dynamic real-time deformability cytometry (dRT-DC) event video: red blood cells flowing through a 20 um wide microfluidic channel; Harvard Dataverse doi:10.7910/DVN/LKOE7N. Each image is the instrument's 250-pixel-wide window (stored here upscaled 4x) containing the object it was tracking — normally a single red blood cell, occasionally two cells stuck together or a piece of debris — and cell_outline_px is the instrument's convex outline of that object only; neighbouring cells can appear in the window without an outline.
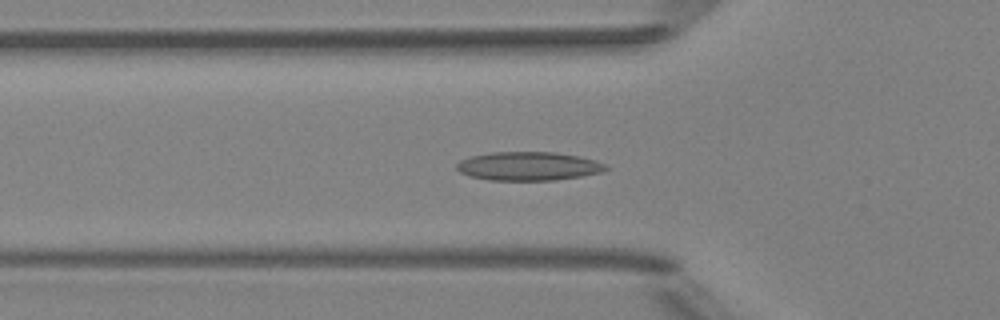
{"species": "Egyptian fruit bat (a non-hibernating species)", "species_latin": "Rousettus aegyptiacus", "temperature_condition": "room temperature", "stored_images_in_passage": 42, "camera_frame_rate_fps": 3000, "um_per_image_px": 0.085, "animal": {"sex": "female"}, "frame": {"image": 1, "passage_image": 8, "time_ms": 2.333, "image_size_px": [1000, 320], "cell_outline_px": [[608, 168], [600, 172], [580, 176], [552, 180], [488, 180], [472, 176], [460, 172], [456, 168], [456, 164], [460, 160], [472, 156], [488, 152], [556, 152], [580, 156], [596, 160], [604, 164]], "centroid_in_image_um": [44.9, 14.11], "position_along_channel_um": 80.9, "area_um2": 24.8}}
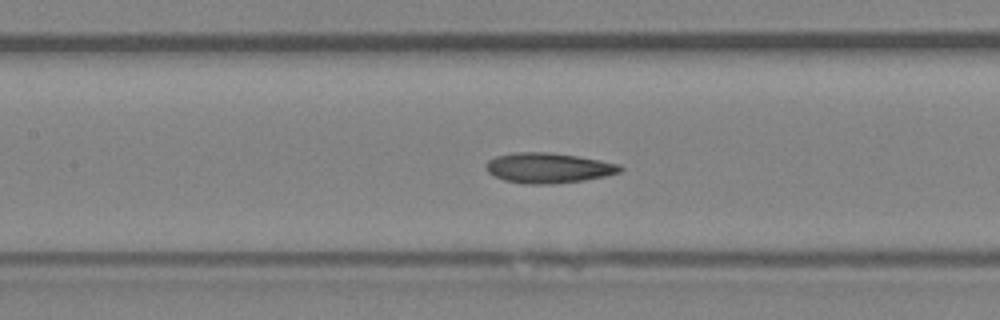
{"frame": {"image": 2, "passage_image": 14, "time_ms": 4.333, "image_size_px": [1000, 320], "cell_outline_px": [[624, 168], [620, 172], [604, 176], [584, 180], [556, 184], [524, 184], [504, 180], [492, 176], [484, 168], [484, 164], [488, 160], [496, 156], [516, 152], [548, 152], [576, 156], [600, 160], [620, 164]], "centroid_in_image_um": [46.57, 14.28], "position_along_channel_um": 160.8, "area_um2": 23.81}}
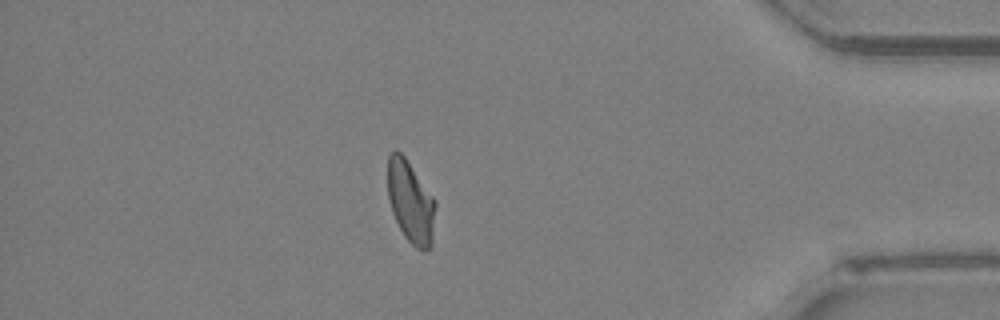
{"frame": {"image": 3, "passage_image": 35, "time_ms": 11.333, "image_size_px": [1000, 320], "cell_outline_px": [[436, 204], [432, 244], [428, 248], [416, 248], [404, 236], [392, 212], [388, 196], [388, 156], [396, 148], [404, 156], [436, 200]], "centroid_in_image_um": [34.91, 17.14], "position_along_channel_um": 400.3, "area_um2": 22.66}}